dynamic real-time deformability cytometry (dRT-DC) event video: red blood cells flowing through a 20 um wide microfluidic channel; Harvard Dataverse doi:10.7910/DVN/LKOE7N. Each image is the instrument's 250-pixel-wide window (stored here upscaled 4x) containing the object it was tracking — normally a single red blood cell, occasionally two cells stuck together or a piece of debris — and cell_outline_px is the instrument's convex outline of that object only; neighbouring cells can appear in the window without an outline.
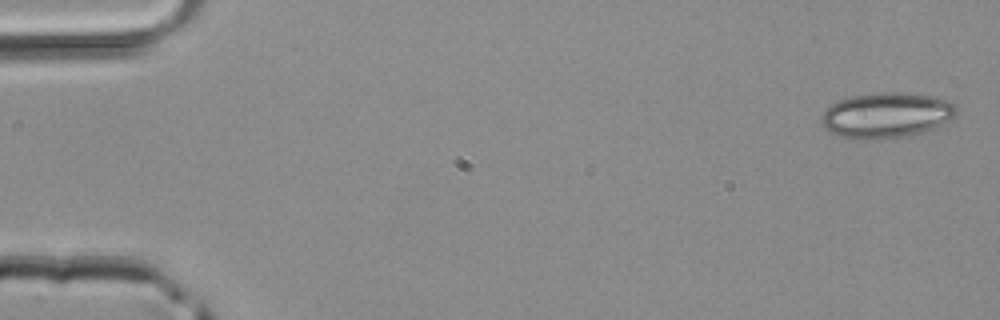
{"species": "common noctule bat (a hibernating species)", "species_latin": "Nyctalus noctula", "temperature_condition": "room temperature", "stored_images_in_passage": 4, "camera_frame_rate_fps": 3000, "um_per_image_px": 0.085, "animal": {"sex": "male", "body_mass_g": 20.4}, "frame": {"image": 1, "passage_image": 1, "time_ms": 0.0, "image_size_px": [1000, 320], "cell_outline_px": [[956, 112], [940, 128], [908, 136], [876, 140], [864, 140], [840, 136], [824, 128], [820, 120], [820, 116], [824, 108], [840, 100], [852, 96], [892, 92], [928, 96], [948, 100], [956, 104]], "centroid_in_image_um": [75.33, 9.83], "position_along_channel_um": 9.7, "area_um2": 35.78}}